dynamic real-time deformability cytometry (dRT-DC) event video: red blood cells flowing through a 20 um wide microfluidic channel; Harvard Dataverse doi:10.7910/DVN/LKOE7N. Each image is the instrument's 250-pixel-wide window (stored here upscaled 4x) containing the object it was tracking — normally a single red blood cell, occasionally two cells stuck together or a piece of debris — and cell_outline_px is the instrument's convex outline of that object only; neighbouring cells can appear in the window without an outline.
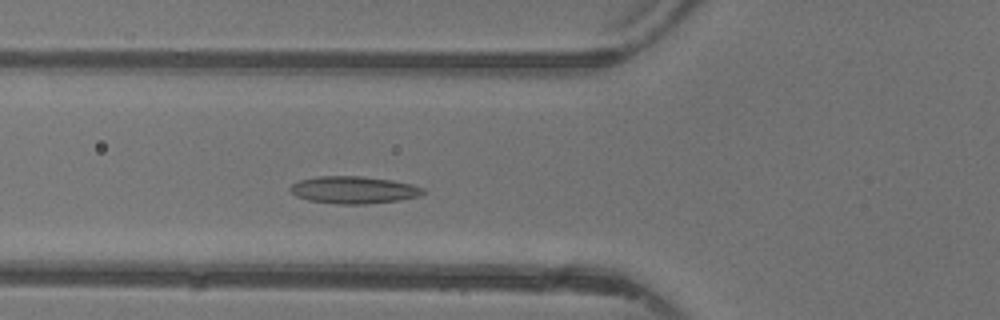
{"species": "common noctule bat (a hibernating species)", "species_latin": "Nyctalus noctula", "temperature_condition": "warm", "stored_images_in_passage": 42, "camera_frame_rate_fps": 3000, "um_per_image_px": 0.085, "animal": {"sex": "female"}, "frame": {"image": 1, "passage_image": 12, "time_ms": 3.667, "image_size_px": [1000, 320], "cell_outline_px": [[424, 192], [420, 196], [400, 200], [368, 204], [336, 204], [308, 200], [296, 196], [288, 188], [292, 184], [300, 180], [320, 176], [360, 176], [392, 180], [412, 184], [424, 188]], "centroid_in_image_um": [30.08, 16.15], "position_along_channel_um": 95.7, "area_um2": 21.15}}
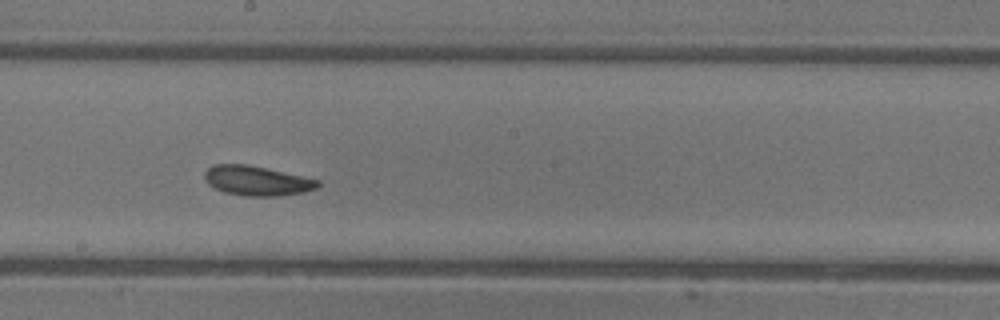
{"frame": {"image": 2, "passage_image": 21, "time_ms": 6.667, "image_size_px": [1000, 320], "cell_outline_px": [[320, 184], [316, 188], [304, 192], [280, 196], [244, 196], [224, 192], [208, 184], [204, 180], [204, 172], [212, 164], [248, 164], [320, 180]], "centroid_in_image_um": [21.81, 15.36], "position_along_channel_um": 226.4, "area_um2": 19.65}}
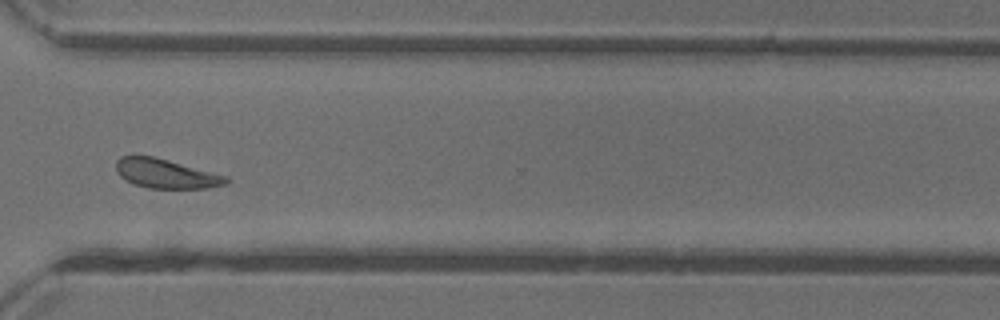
{"frame": {"image": 3, "passage_image": 30, "time_ms": 9.667, "image_size_px": [1000, 320], "cell_outline_px": [[232, 180], [224, 184], [208, 188], [148, 188], [132, 184], [124, 180], [116, 172], [116, 160], [120, 156], [152, 156], [168, 160], [228, 176]], "centroid_in_image_um": [14.09, 14.77], "position_along_channel_um": 356.5, "area_um2": 18.84}, "authors_computed_cell_mechanics": {"area_um2": 19.652, "velocity_mm_per_s": 4.3508, "shape_relaxation_time_tau1_ms": 2.5902, "shape_relaxation_time_tau2_ms": 4.3665, "deformation_change_tau1": 0.1058, "deformation_change_tau2": 0.1181}}